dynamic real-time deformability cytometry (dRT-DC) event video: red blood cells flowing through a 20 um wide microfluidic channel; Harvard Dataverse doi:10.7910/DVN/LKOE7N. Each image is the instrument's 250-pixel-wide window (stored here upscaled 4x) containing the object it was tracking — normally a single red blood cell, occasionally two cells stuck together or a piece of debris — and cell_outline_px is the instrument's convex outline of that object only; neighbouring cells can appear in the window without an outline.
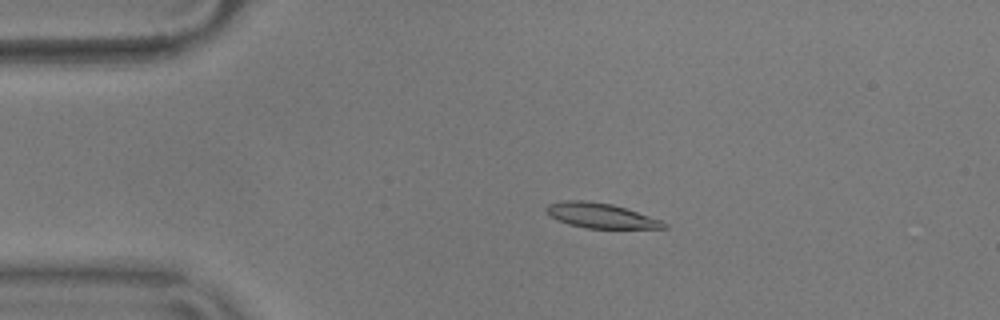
{"species": "common noctule bat (a hibernating species)", "species_latin": "Nyctalus noctula", "temperature_condition": "warm", "stored_images_in_passage": 45, "camera_frame_rate_fps": 3000, "um_per_image_px": 0.085, "animal": {"sex": "male", "body_mass_g": 17.9}, "frame": {"image": 1, "passage_image": 1, "time_ms": 0.0, "image_size_px": [1000, 320], "cell_outline_px": [[668, 228], [588, 228], [568, 224], [556, 220], [548, 216], [544, 208], [548, 204], [564, 200], [584, 200], [612, 204], [664, 220], [668, 224]], "centroid_in_image_um": [51.05, 18.32], "position_along_channel_um": 33.9, "area_um2": 17.28}}
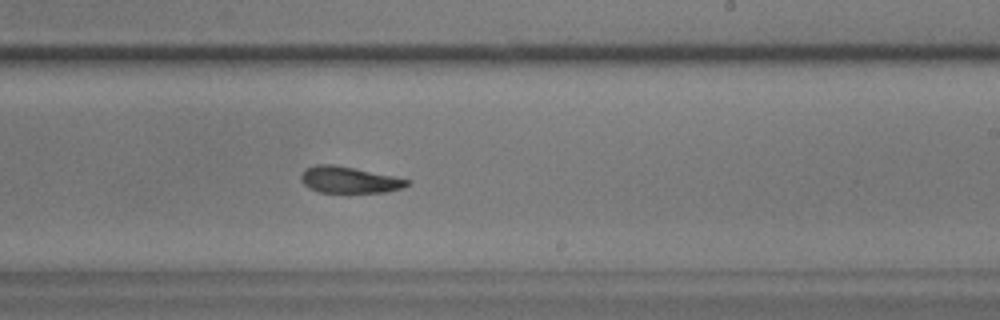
{"frame": {"image": 2, "passage_image": 23, "time_ms": 7.333, "image_size_px": [1000, 320], "cell_outline_px": [[412, 180], [404, 188], [384, 192], [348, 196], [320, 192], [308, 188], [300, 180], [300, 176], [304, 168], [316, 164], [332, 164]], "centroid_in_image_um": [29.65, 15.35], "position_along_channel_um": 259.4, "area_um2": 17.17}}
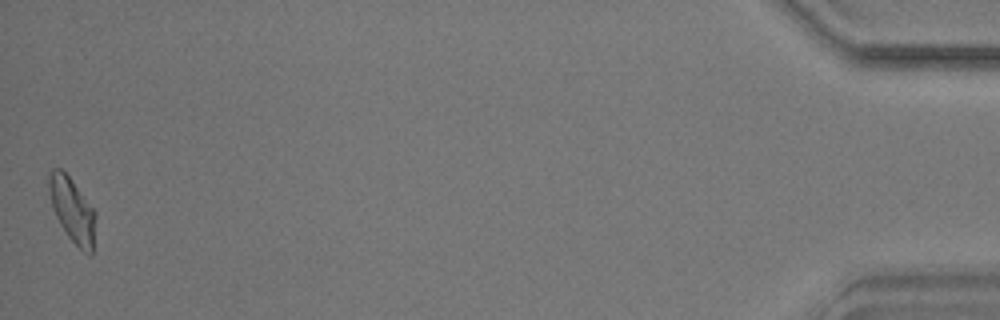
{"frame": {"image": 3, "passage_image": 45, "time_ms": 14.667, "image_size_px": [1000, 320], "cell_outline_px": [[96, 216], [92, 252], [88, 256], [68, 236], [60, 224], [52, 208], [48, 192], [48, 172], [52, 168], [60, 168], [68, 176], [96, 212]], "centroid_in_image_um": [6.12, 17.83], "position_along_channel_um": 429.1, "area_um2": 17.4}, "authors_computed_cell_mechanics": {"area_um2": 17.34, "velocity_mm_per_s": 3.6122, "shape_relaxation_time_tau1_ms": 3.9529, "shape_relaxation_time_tau2_ms": 4.1464, "deformation_change_tau1": 0.141, "deformation_change_tau2": 0.1121}}